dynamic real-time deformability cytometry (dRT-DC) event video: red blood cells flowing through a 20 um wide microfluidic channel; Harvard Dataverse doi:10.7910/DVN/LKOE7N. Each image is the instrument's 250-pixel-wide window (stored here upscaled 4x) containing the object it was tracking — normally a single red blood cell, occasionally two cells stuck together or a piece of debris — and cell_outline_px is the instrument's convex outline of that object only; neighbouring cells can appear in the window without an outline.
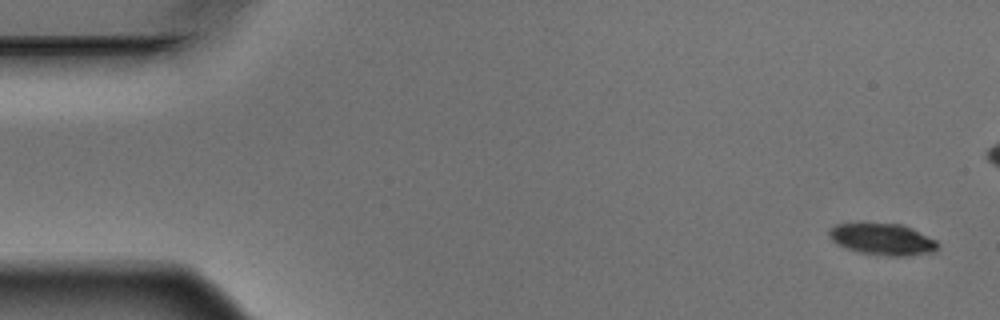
{"species": "Egyptian fruit bat (a non-hibernating species)", "species_latin": "Rousettus aegyptiacus", "temperature_condition": "warm", "stored_images_in_passage": 6, "camera_frame_rate_fps": 3000, "um_per_image_px": 0.085, "animal": {"sex": "male"}, "frame": {"image": 1, "passage_image": 1, "time_ms": 0.0, "image_size_px": [1000, 320], "cell_outline_px": [[940, 244], [936, 252], [908, 256], [876, 256], [844, 248], [836, 244], [828, 236], [828, 228], [836, 224], [860, 220], [900, 224], [936, 240]], "centroid_in_image_um": [74.93, 20.31], "position_along_channel_um": 10.1, "area_um2": 21.04}}